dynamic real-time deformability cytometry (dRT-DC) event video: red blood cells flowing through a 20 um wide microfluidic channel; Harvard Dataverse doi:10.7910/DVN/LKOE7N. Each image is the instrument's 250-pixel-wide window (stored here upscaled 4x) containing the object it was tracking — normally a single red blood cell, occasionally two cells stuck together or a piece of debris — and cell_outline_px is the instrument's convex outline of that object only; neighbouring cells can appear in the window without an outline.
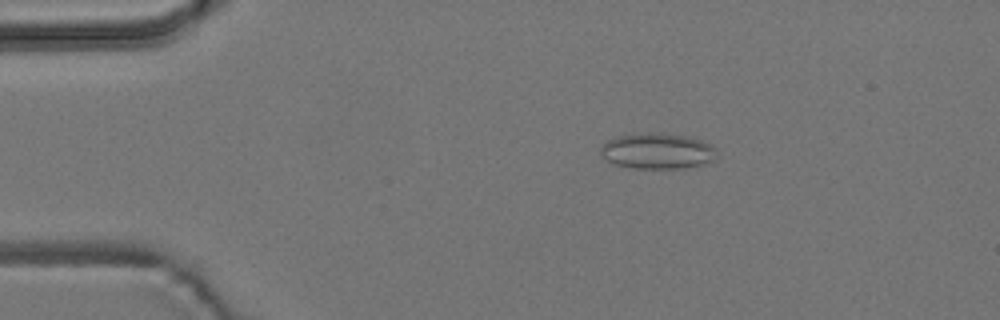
{"species": "common noctule bat (a hibernating species)", "species_latin": "Nyctalus noctula", "temperature_condition": "room temperature", "stored_images_in_passage": 15, "camera_frame_rate_fps": 3000, "um_per_image_px": 0.085, "animal": {"sex": "male", "body_mass_g": 19.2, "forearm_length_mm": 51.8}, "frame": {"image": 1, "passage_image": 3, "time_ms": 2.333, "image_size_px": [1000, 320], "cell_outline_px": [[716, 160], [704, 164], [684, 168], [632, 168], [616, 164], [604, 160], [600, 156], [600, 148], [608, 140], [616, 136], [648, 132], [688, 136], [712, 144], [716, 148]], "centroid_in_image_um": [55.88, 12.84], "position_along_channel_um": 29.1, "area_um2": 24.45}}
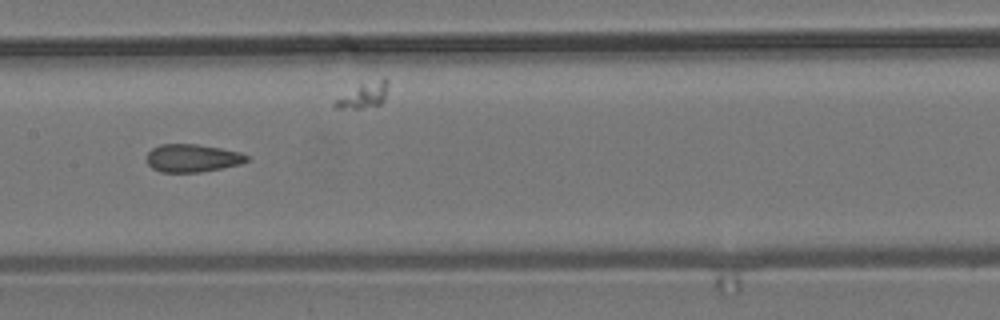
{"frame": {"image": 2, "passage_image": 8, "time_ms": 8.0, "image_size_px": [1000, 320], "cell_outline_px": [[252, 160], [240, 164], [200, 172], [160, 172], [152, 168], [148, 164], [148, 152], [152, 148], [160, 144], [196, 144], [220, 148], [240, 152], [248, 156]], "centroid_in_image_um": [16.37, 13.44], "position_along_channel_um": 191.0, "area_um2": 16.24}}
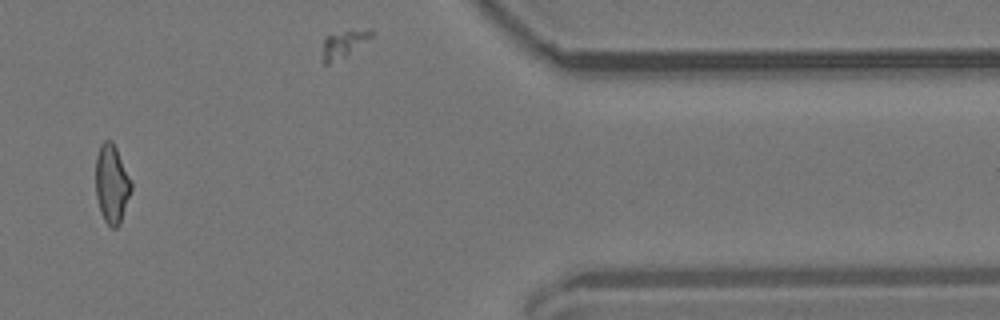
{"frame": {"image": 3, "passage_image": 13, "time_ms": 14.667, "image_size_px": [1000, 320], "cell_outline_px": [[132, 188], [120, 224], [116, 228], [112, 228], [104, 220], [100, 212], [96, 196], [96, 156], [100, 144], [104, 140], [112, 140], [132, 180]], "centroid_in_image_um": [9.5, 15.62], "position_along_channel_um": 401.9, "area_um2": 16.42}}